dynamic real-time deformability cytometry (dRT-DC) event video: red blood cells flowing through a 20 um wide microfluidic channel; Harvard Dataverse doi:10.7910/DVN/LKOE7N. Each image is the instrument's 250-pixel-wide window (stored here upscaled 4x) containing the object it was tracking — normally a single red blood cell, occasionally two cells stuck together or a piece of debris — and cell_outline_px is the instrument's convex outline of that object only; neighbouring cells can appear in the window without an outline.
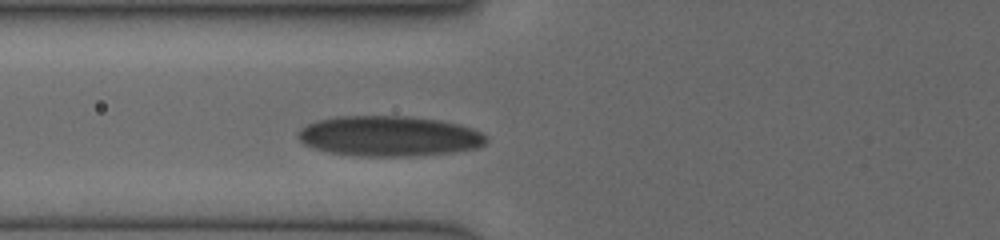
{"species": "human", "species_latin": "Homo sapiens", "temperature_condition": "cold", "stored_images_in_passage": 3, "camera_frame_rate_fps": 3000, "um_per_image_px": 0.085, "donor": {"sex": "female"}, "frame": {"image": 1, "passage_image": 3, "time_ms": 2.0, "image_size_px": [1000, 240], "cell_outline_px": [[488, 140], [480, 148], [452, 152], [408, 156], [360, 156], [328, 152], [312, 148], [304, 144], [296, 136], [296, 132], [300, 128], [308, 124], [320, 120], [340, 116], [408, 116], [440, 120], [460, 124], [472, 128], [488, 136]], "centroid_in_image_um": [33.08, 11.57], "position_along_channel_um": 92.7, "area_um2": 44.45}}